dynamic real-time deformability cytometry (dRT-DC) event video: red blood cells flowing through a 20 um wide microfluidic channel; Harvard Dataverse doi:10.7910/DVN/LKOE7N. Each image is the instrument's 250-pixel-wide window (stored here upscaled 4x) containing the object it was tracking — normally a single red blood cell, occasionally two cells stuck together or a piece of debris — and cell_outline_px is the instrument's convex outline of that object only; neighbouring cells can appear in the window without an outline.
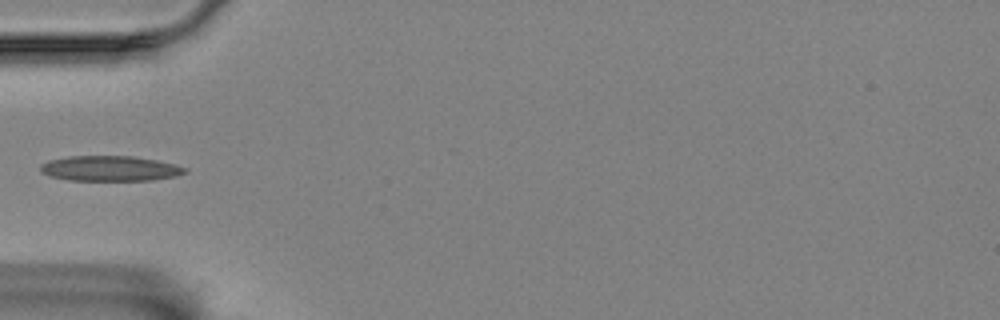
{"species": "Egyptian fruit bat (a non-hibernating species)", "species_latin": "Rousettus aegyptiacus", "temperature_condition": "room temperature", "stored_images_in_passage": 20, "camera_frame_rate_fps": 3000, "um_per_image_px": 0.085, "animal": {"sex": "female"}, "frame": {"image": 1, "passage_image": 1, "time_ms": 0.0, "image_size_px": [1000, 320], "cell_outline_px": [[188, 172], [176, 176], [152, 180], [68, 180], [48, 176], [40, 172], [40, 164], [48, 160], [68, 156], [132, 156], [156, 160], [176, 164], [188, 168]], "centroid_in_image_um": [9.34, 14.32], "position_along_channel_um": 75.7, "area_um2": 21.44}}
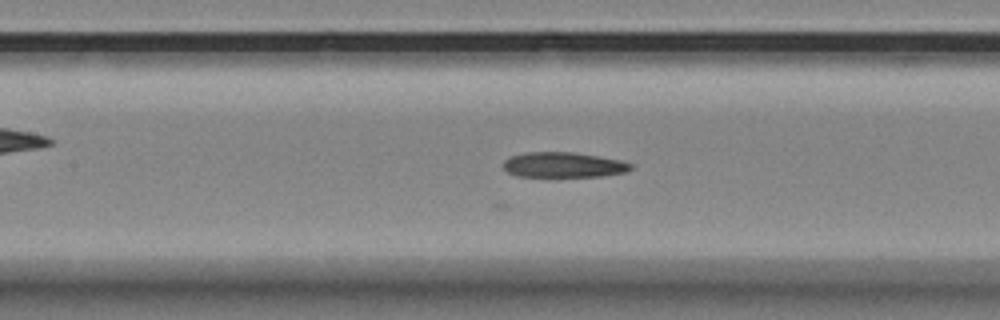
{"frame": {"image": 2, "passage_image": 8, "time_ms": 2.333, "image_size_px": [1000, 320], "cell_outline_px": [[636, 164], [628, 172], [600, 176], [516, 176], [508, 172], [504, 168], [504, 160], [512, 156], [524, 152], [572, 152], [620, 160]], "centroid_in_image_um": [47.93, 14.01], "position_along_channel_um": 159.5, "area_um2": 18.67}}
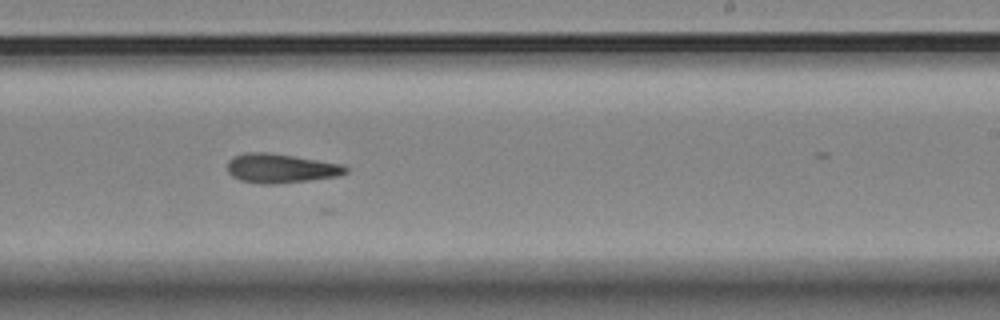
{"frame": {"image": 3, "passage_image": 17, "time_ms": 5.333, "image_size_px": [1000, 320], "cell_outline_px": [[348, 172], [340, 176], [276, 184], [260, 184], [240, 180], [232, 176], [228, 172], [228, 160], [232, 156], [248, 152], [264, 152], [292, 156], [344, 164], [348, 168]], "centroid_in_image_um": [23.87, 14.31], "position_along_channel_um": 265.1, "area_um2": 20.17}}